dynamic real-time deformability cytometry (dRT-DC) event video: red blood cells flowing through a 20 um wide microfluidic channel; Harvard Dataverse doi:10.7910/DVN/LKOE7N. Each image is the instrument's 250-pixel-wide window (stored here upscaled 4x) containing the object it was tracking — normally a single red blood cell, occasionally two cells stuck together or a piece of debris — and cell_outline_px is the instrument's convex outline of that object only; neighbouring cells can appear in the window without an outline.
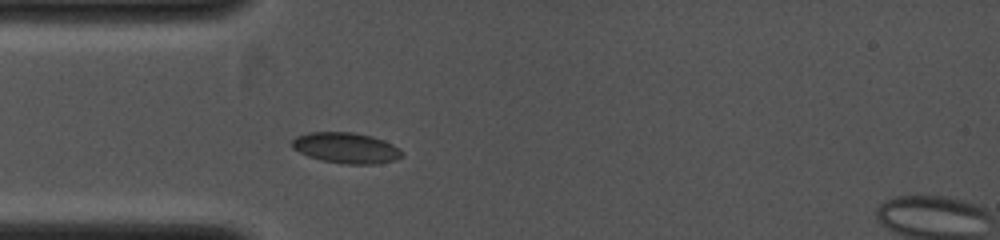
{"species": "common noctule bat (a hibernating species)", "species_latin": "Nyctalus noctula", "temperature_condition": "cold", "stored_images_in_passage": 14, "camera_frame_rate_fps": 4000, "um_per_image_px": 0.085, "animal": {"sex": "female", "body_mass_g": 19.0, "forearm_length_mm": 53.3}, "frame": {"image": 1, "passage_image": 7, "time_ms": 1.5, "image_size_px": [1000, 240], "cell_outline_px": [[404, 156], [392, 160], [376, 164], [344, 164], [320, 160], [308, 156], [292, 148], [292, 140], [296, 136], [308, 132], [352, 132], [372, 136], [384, 140], [400, 148], [404, 152]], "centroid_in_image_um": [29.43, 12.57], "position_along_channel_um": 55.6, "area_um2": 19.83}}
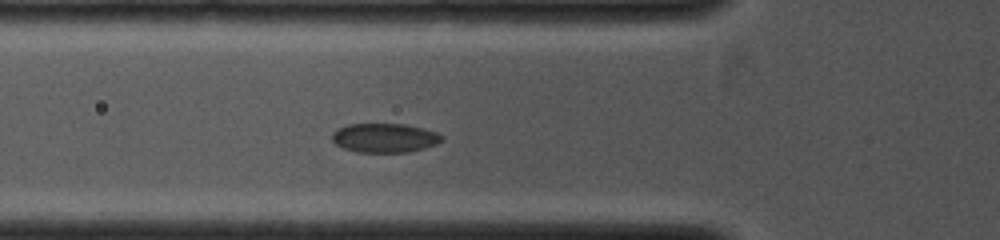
{"frame": {"image": 2, "passage_image": 10, "time_ms": 2.25, "image_size_px": [1000, 240], "cell_outline_px": [[444, 140], [436, 144], [424, 148], [408, 152], [356, 152], [344, 148], [336, 144], [332, 140], [332, 132], [348, 124], [404, 124], [424, 128], [436, 132], [444, 136]], "centroid_in_image_um": [32.72, 11.72], "position_along_channel_um": 93.1, "area_um2": 18.67}}